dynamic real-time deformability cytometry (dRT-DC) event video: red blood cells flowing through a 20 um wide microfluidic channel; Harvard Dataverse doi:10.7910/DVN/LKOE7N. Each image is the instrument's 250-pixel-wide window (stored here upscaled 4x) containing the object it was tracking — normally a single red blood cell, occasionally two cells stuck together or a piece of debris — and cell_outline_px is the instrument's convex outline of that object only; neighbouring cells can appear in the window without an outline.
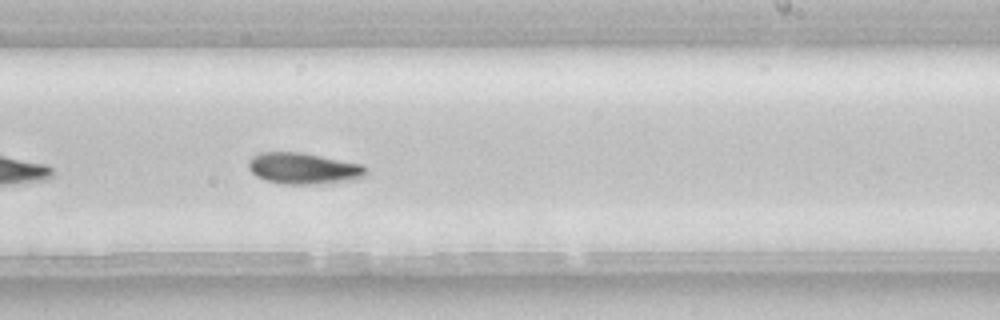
{"species": "common noctule bat (a hibernating species)", "species_latin": "Nyctalus noctula", "temperature_condition": "room temperature", "stored_images_in_passage": 29, "camera_frame_rate_fps": 3000, "um_per_image_px": 0.085, "animal": {"sex": "female", "body_mass_g": 22.7, "forearm_length_mm": 54.2}, "frame": {"image": 1, "passage_image": 17, "time_ms": 5.333, "image_size_px": [1000, 320], "cell_outline_px": [[368, 172], [364, 176], [356, 180], [320, 184], [280, 184], [264, 180], [256, 176], [248, 168], [248, 160], [252, 156], [260, 152], [304, 152], [360, 164], [368, 168]], "centroid_in_image_um": [25.79, 14.32], "position_along_channel_um": 263.2, "area_um2": 21.79}, "authors_computed_cell_mechanics": {"area_um2": 21.386, "velocity_mm_per_s": 3.8718, "shape_relaxation_time_tau1_ms": 8.7345, "shape_relaxation_time_tau2_ms": null, "deformation_change_tau1": 0.2195, "deformation_change_tau2": null}}